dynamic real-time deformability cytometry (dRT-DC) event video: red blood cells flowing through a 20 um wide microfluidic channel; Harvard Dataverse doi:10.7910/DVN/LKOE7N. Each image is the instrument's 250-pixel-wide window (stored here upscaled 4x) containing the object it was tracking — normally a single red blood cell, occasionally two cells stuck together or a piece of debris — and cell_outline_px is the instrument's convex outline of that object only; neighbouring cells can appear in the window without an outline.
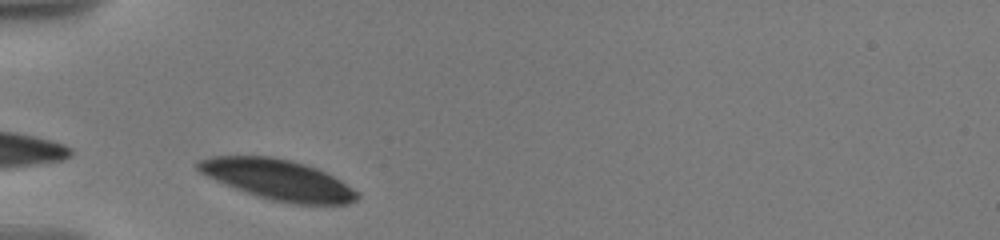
{"species": "human", "species_latin": "Homo sapiens", "temperature_condition": "warm", "stored_images_in_passage": 24, "camera_frame_rate_fps": 3000, "um_per_image_px": 0.085, "donor": {"sex": "male"}, "frame": {"image": 1, "passage_image": 1, "time_ms": 0.0, "image_size_px": [1000, 240], "cell_outline_px": [[360, 196], [356, 200], [348, 204], [292, 204], [272, 200], [256, 196], [244, 192], [216, 180], [200, 172], [196, 168], [196, 164], [200, 160], [212, 156], [272, 156], [292, 160], [316, 168], [340, 180], [360, 192]], "centroid_in_image_um": [23.65, 15.28], "position_along_channel_um": 61.3, "area_um2": 37.4}}
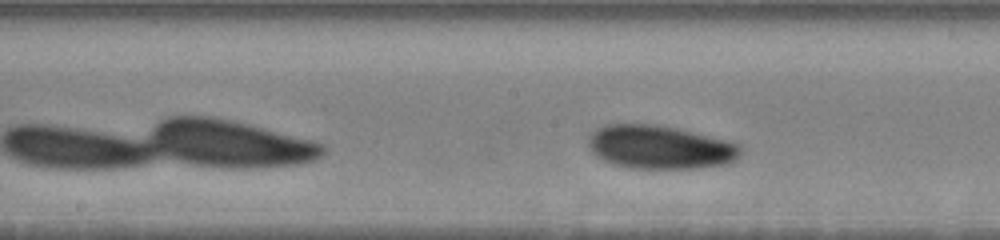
{"frame": {"image": 2, "passage_image": 11, "time_ms": 4.0, "image_size_px": [1000, 240], "cell_outline_px": [[740, 152], [736, 160], [728, 164], [704, 168], [628, 168], [612, 164], [596, 156], [588, 148], [588, 136], [596, 128], [604, 124], [656, 124], [676, 128], [728, 140], [740, 144]], "centroid_in_image_um": [56.08, 12.51], "position_along_channel_um": 192.1, "area_um2": 39.02}}
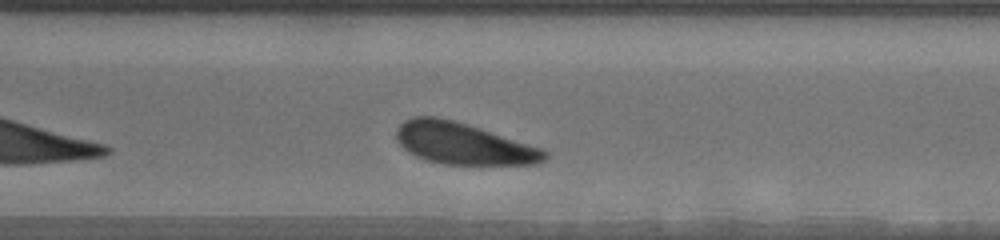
{"frame": {"image": 3, "passage_image": 24, "time_ms": 8.0, "image_size_px": [1000, 240], "cell_outline_px": [[548, 156], [544, 160], [536, 164], [444, 164], [428, 160], [416, 156], [408, 152], [400, 144], [396, 136], [396, 128], [404, 120], [412, 116], [436, 116], [468, 124], [544, 148], [548, 152]], "centroid_in_image_um": [39.39, 12.19], "position_along_channel_um": 331.2, "area_um2": 36.01}}